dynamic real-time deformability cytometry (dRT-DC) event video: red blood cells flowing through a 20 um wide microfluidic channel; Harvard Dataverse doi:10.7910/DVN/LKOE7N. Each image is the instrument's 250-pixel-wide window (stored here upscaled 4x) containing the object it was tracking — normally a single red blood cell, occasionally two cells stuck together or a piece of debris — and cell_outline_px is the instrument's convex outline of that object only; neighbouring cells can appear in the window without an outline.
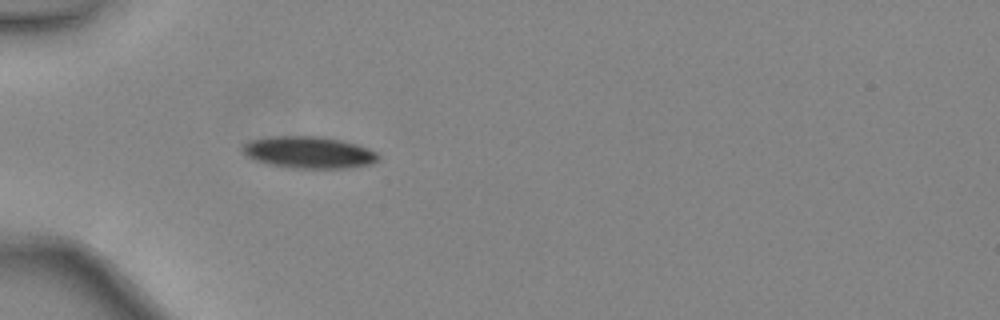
{"species": "common noctule bat (a hibernating species)", "species_latin": "Nyctalus noctula", "temperature_condition": "warm", "stored_images_in_passage": 32, "camera_frame_rate_fps": 3000, "um_per_image_px": 0.085, "animal": {"sex": "female", "body_mass_g": 24.6, "forearm_length_mm": 56.2}, "frame": {"image": 1, "passage_image": 1, "time_ms": 0.0, "image_size_px": [1000, 320], "cell_outline_px": [[380, 156], [372, 164], [344, 168], [288, 168], [268, 164], [256, 160], [248, 156], [240, 148], [248, 140], [272, 136], [320, 136], [340, 140], [356, 144], [376, 152]], "centroid_in_image_um": [26.21, 12.95], "position_along_channel_um": 58.8, "area_um2": 25.14}}
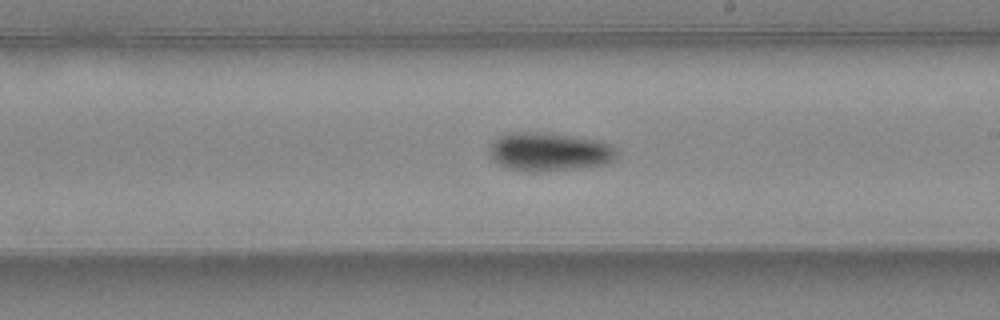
{"frame": {"image": 2, "passage_image": 14, "time_ms": 4.333, "image_size_px": [1000, 320], "cell_outline_px": [[616, 156], [612, 160], [604, 164], [580, 168], [544, 172], [528, 172], [508, 168], [492, 160], [488, 152], [492, 144], [500, 136], [508, 132], [540, 132], [572, 136], [600, 140], [612, 144], [616, 148]], "centroid_in_image_um": [46.69, 12.91], "position_along_channel_um": 242.3, "area_um2": 28.78}}
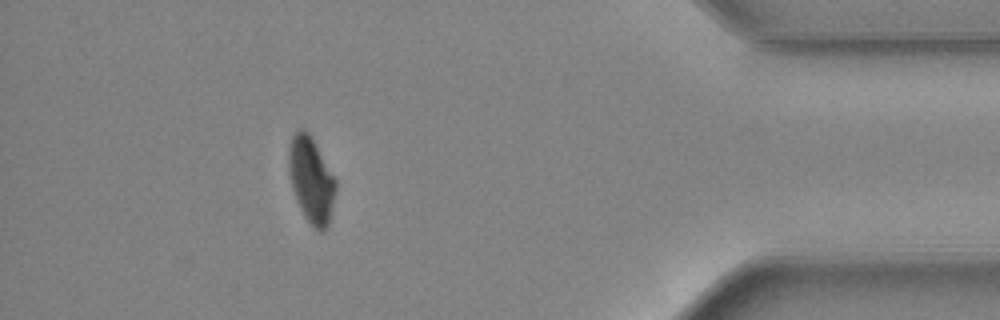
{"frame": {"image": 3, "passage_image": 28, "time_ms": 9.0, "image_size_px": [1000, 320], "cell_outline_px": [[336, 188], [328, 228], [320, 232], [312, 228], [300, 208], [292, 188], [288, 168], [288, 148], [292, 136], [300, 128], [304, 128], [312, 136], [336, 180]], "centroid_in_image_um": [26.45, 15.29], "position_along_channel_um": 408.7, "area_um2": 23.64}, "authors_computed_cell_mechanics": {"area_um2": 26.2123, "velocity_mm_per_s": 4.4738, "shape_relaxation_time_tau1_ms": 2.3079, "shape_relaxation_time_tau2_ms": null, "deformation_change_tau1": 0.0975, "deformation_change_tau2": null}}